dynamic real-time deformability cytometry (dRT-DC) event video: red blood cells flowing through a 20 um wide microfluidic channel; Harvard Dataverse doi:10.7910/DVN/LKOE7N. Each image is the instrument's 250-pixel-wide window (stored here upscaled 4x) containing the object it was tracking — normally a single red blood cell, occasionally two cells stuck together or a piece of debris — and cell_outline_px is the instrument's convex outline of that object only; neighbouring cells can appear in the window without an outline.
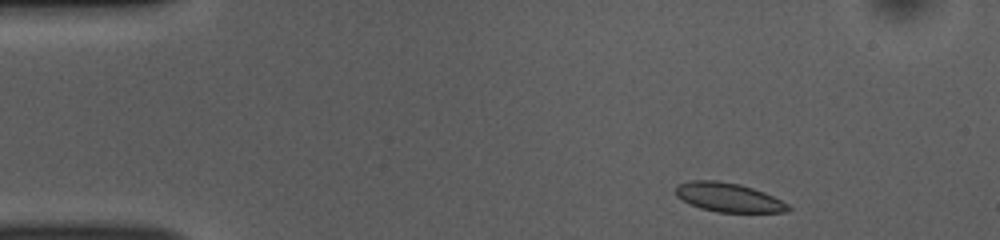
{"species": "common noctule bat (a hibernating species)", "species_latin": "Nyctalus noctula", "temperature_condition": "room temperature", "stored_images_in_passage": 47, "camera_frame_rate_fps": 3000, "um_per_image_px": 0.085, "animal": {"sex": "female", "body_mass_g": 10.0, "forearm_length_mm": 53.1}, "frame": {"image": 1, "passage_image": 2, "time_ms": 0.333, "image_size_px": [1000, 240], "cell_outline_px": [[792, 208], [788, 212], [716, 212], [700, 208], [688, 204], [676, 196], [672, 192], [680, 184], [692, 180], [716, 180], [740, 184], [764, 192], [788, 204]], "centroid_in_image_um": [61.89, 16.78], "position_along_channel_um": 23.1, "area_um2": 19.13}}
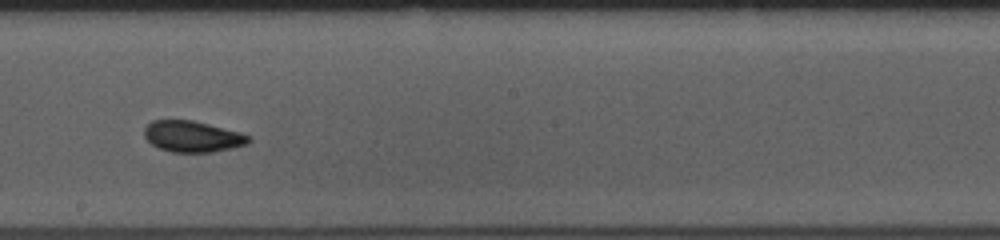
{"frame": {"image": 2, "passage_image": 24, "time_ms": 7.667, "image_size_px": [1000, 240], "cell_outline_px": [[252, 140], [248, 144], [232, 148], [212, 152], [172, 152], [160, 148], [152, 144], [144, 136], [144, 128], [152, 120], [192, 120], [240, 132], [252, 136]], "centroid_in_image_um": [16.39, 11.6], "position_along_channel_um": 231.8, "area_um2": 18.96}}
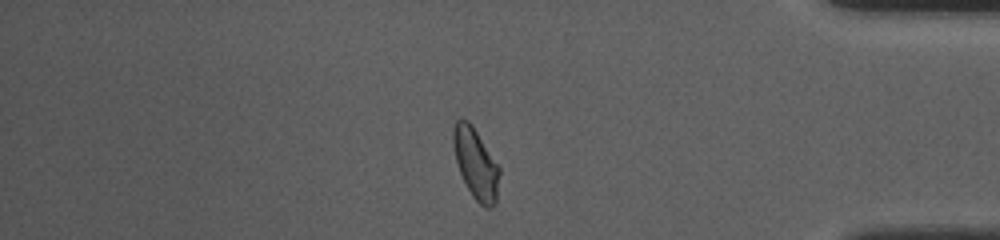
{"frame": {"image": 3, "passage_image": 39, "time_ms": 12.667, "image_size_px": [1000, 240], "cell_outline_px": [[500, 172], [496, 204], [492, 208], [484, 208], [472, 196], [460, 172], [456, 160], [452, 144], [452, 128], [456, 120], [460, 116], [468, 120], [472, 124], [500, 168]], "centroid_in_image_um": [40.43, 13.88], "position_along_channel_um": 394.8, "area_um2": 19.19}, "authors_computed_cell_mechanics": {"area_um2": 19.1318, "velocity_mm_per_s": 3.8297, "shape_relaxation_time_tau1_ms": 8.1057, "shape_relaxation_time_tau2_ms": 1.7144, "deformation_change_tau1": 0.1336, "deformation_change_tau2": 0.0554}}